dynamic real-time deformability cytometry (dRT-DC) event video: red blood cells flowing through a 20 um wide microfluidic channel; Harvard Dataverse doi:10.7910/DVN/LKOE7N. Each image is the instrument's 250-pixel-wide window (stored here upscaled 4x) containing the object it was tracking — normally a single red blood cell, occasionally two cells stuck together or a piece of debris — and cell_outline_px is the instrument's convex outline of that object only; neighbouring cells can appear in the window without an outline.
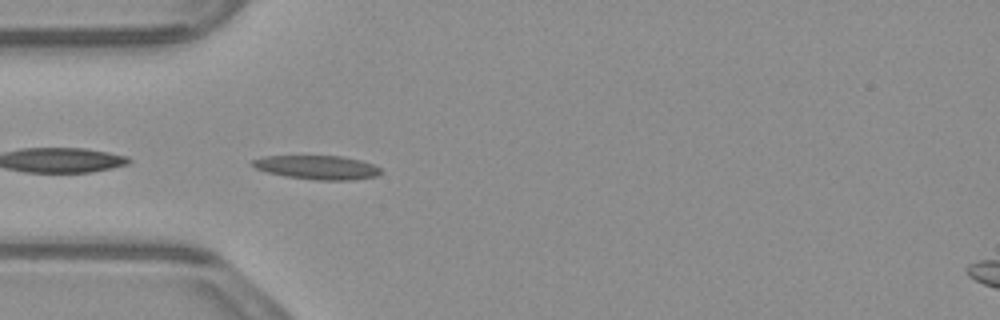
{"species": "common noctule bat (a hibernating species)", "species_latin": "Nyctalus noctula", "temperature_condition": "warm", "stored_images_in_passage": 38, "camera_frame_rate_fps": 3000, "um_per_image_px": 0.085, "animal": {"sex": "male", "body_mass_g": 23.1, "forearm_length_mm": 52.7}, "frame": {"image": 1, "passage_image": 1, "time_ms": 0.0, "image_size_px": [1000, 320], "cell_outline_px": [[384, 172], [376, 176], [356, 180], [316, 180], [284, 176], [268, 172], [256, 168], [252, 164], [252, 160], [264, 156], [344, 156], [360, 160], [372, 164], [380, 168]], "centroid_in_image_um": [27.01, 14.23], "position_along_channel_um": 58.0, "area_um2": 17.92}}
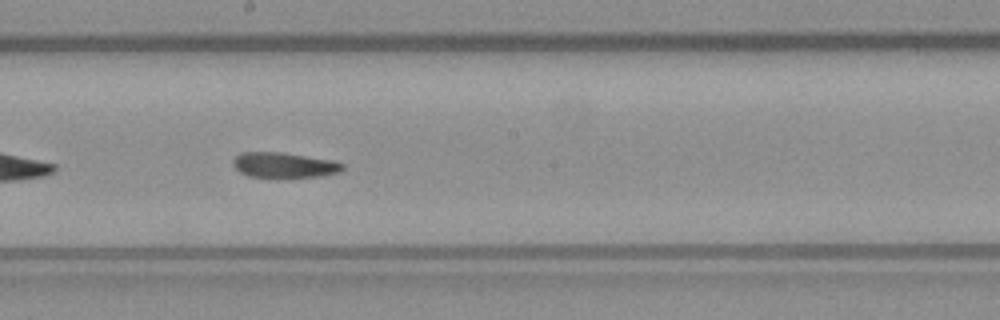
{"frame": {"image": 2, "passage_image": 14, "time_ms": 4.333, "image_size_px": [1000, 320], "cell_outline_px": [[344, 168], [340, 172], [320, 176], [276, 180], [272, 180], [248, 176], [240, 172], [232, 164], [232, 160], [240, 152], [280, 152], [332, 160], [344, 164]], "centroid_in_image_um": [24.11, 14.08], "position_along_channel_um": 224.1, "area_um2": 16.88}}
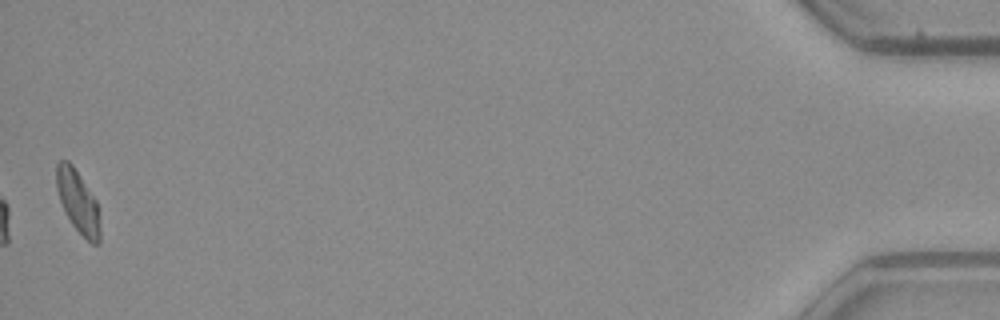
{"frame": {"image": 3, "passage_image": 38, "time_ms": 12.333, "image_size_px": [1000, 320], "cell_outline_px": [[100, 244], [92, 244], [72, 224], [60, 200], [56, 188], [56, 164], [60, 160], [68, 160], [72, 164], [96, 200], [100, 228]], "centroid_in_image_um": [6.62, 17.12], "position_along_channel_um": 428.6, "area_um2": 15.55}, "authors_computed_cell_mechanics": {"area_um2": 16.5019, "velocity_mm_per_s": 3.871, "shape_relaxation_time_tau1_ms": null, "shape_relaxation_time_tau2_ms": 2.3476, "deformation_change_tau1": null, "deformation_change_tau2": 0.097}}